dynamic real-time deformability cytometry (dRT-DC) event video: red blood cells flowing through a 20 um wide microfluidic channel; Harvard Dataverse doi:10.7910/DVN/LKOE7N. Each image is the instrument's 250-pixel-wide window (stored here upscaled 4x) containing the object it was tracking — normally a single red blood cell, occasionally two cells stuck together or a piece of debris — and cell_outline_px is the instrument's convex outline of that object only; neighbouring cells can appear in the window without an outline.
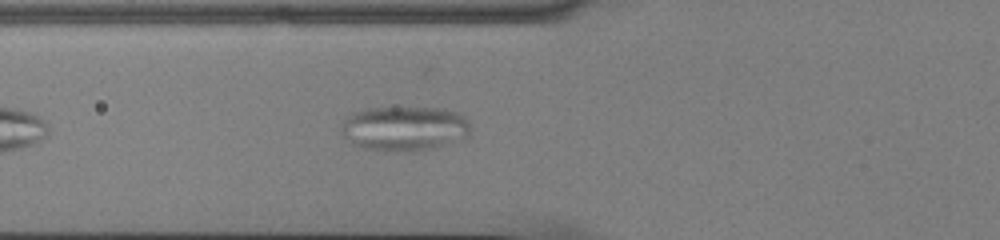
{"species": "common noctule bat (a hibernating species)", "species_latin": "Nyctalus noctula", "temperature_condition": "cold", "stored_images_in_passage": 40, "camera_frame_rate_fps": 3000, "um_per_image_px": 0.085, "animal": {"sex": "male", "body_mass_g": 13.0, "forearm_length_mm": 53.1}, "frame": {"image": 1, "passage_image": 6, "time_ms": 1.667, "image_size_px": [1000, 240], "cell_outline_px": [[468, 136], [464, 140], [432, 148], [412, 152], [396, 152], [364, 148], [352, 144], [340, 132], [340, 128], [344, 116], [352, 112], [364, 108], [444, 108], [460, 112], [468, 120]], "centroid_in_image_um": [34.35, 10.92], "position_along_channel_um": 91.4, "area_um2": 34.33}}
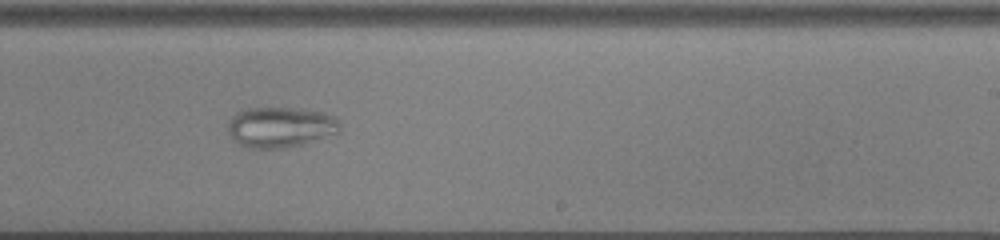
{"frame": {"image": 2, "passage_image": 20, "time_ms": 6.333, "image_size_px": [1000, 240], "cell_outline_px": [[340, 132], [304, 144], [284, 148], [252, 148], [240, 144], [232, 140], [228, 132], [228, 120], [236, 112], [248, 108], [300, 108], [320, 112], [336, 116], [340, 120]], "centroid_in_image_um": [23.84, 10.8], "position_along_channel_um": 265.2, "area_um2": 26.7}}
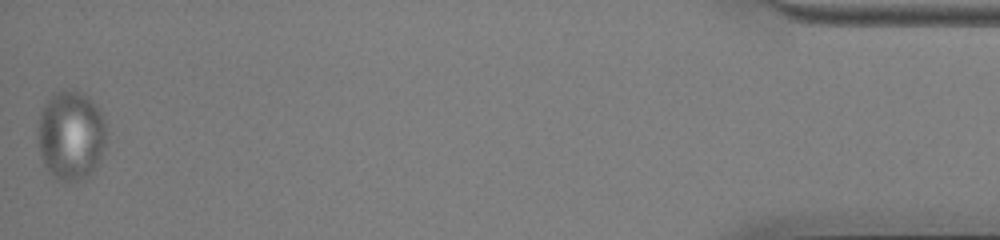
{"frame": {"image": 3, "passage_image": 40, "time_ms": 13.0, "image_size_px": [1000, 240], "cell_outline_px": [[104, 148], [100, 160], [96, 168], [84, 180], [64, 184], [56, 180], [48, 172], [44, 164], [36, 140], [36, 136], [40, 112], [44, 104], [56, 92], [64, 88], [72, 88], [88, 96], [96, 104], [104, 120]], "centroid_in_image_um": [5.99, 11.54], "position_along_channel_um": 429.2, "area_um2": 36.53}}